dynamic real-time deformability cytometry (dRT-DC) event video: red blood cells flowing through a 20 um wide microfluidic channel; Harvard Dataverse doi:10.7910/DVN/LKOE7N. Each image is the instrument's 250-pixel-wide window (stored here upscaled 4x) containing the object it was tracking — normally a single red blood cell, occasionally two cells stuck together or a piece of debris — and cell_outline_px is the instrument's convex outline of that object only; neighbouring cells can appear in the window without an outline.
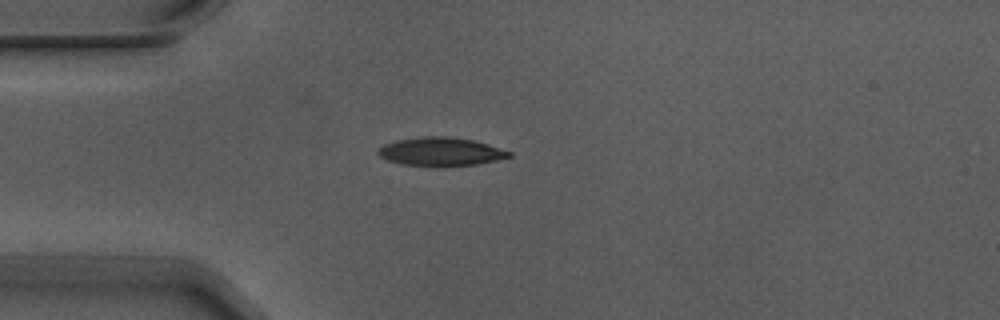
{"species": "Egyptian fruit bat (a non-hibernating species)", "species_latin": "Rousettus aegyptiacus", "temperature_condition": "warm", "stored_images_in_passage": 3, "camera_frame_rate_fps": 3000, "um_per_image_px": 0.085, "animal": {"sex": "male"}, "frame": {"image": 1, "passage_image": 1, "time_ms": 0.0, "image_size_px": [1000, 320], "cell_outline_px": [[512, 156], [496, 160], [476, 164], [400, 164], [388, 160], [380, 156], [376, 152], [376, 148], [384, 144], [396, 140], [424, 136], [444, 136], [472, 140], [488, 144], [512, 152]], "centroid_in_image_um": [37.43, 12.85], "position_along_channel_um": 47.6, "area_um2": 21.04}}